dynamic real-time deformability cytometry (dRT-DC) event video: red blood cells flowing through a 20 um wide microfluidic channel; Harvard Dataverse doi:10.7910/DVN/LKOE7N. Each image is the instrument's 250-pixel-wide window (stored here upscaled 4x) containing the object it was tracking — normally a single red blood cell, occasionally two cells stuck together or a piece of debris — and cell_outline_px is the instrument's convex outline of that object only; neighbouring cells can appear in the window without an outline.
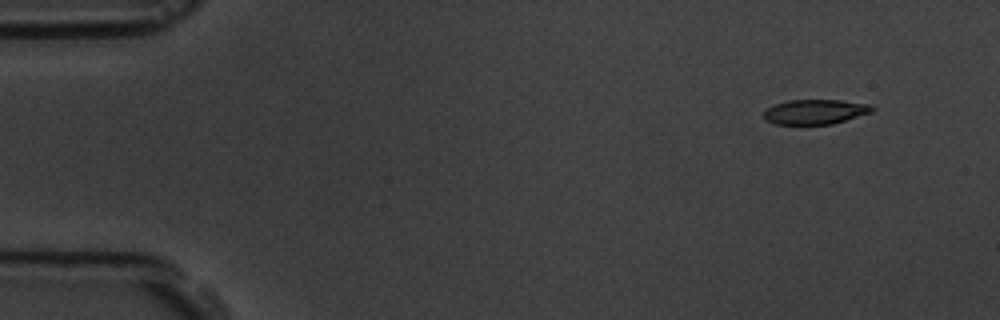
{"species": "common noctule bat (a hibernating species)", "species_latin": "Nyctalus noctula", "temperature_condition": "room temperature", "stored_images_in_passage": 7, "camera_frame_rate_fps": 3000, "um_per_image_px": 0.085, "animal": {"sex": "male", "body_mass_g": 19.5, "forearm_length_mm": 54.6}, "frame": {"image": 1, "passage_image": 1, "time_ms": 0.0, "image_size_px": [1000, 320], "cell_outline_px": [[876, 108], [872, 112], [832, 124], [776, 124], [764, 120], [764, 108], [788, 100], [840, 100], [868, 104]], "centroid_in_image_um": [69.26, 9.5], "position_along_channel_um": 15.7, "area_um2": 15.66}}
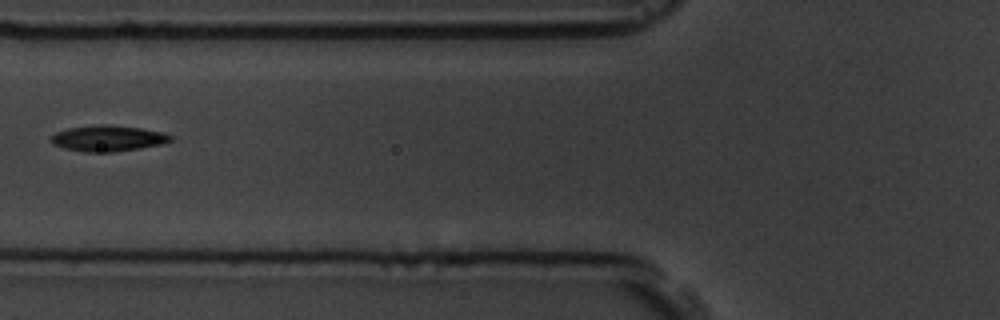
{"frame": {"image": 2, "passage_image": 6, "time_ms": 5.667, "image_size_px": [1000, 320], "cell_outline_px": [[172, 140], [160, 144], [140, 148], [112, 152], [84, 152], [64, 148], [52, 144], [48, 140], [56, 132], [68, 128], [100, 124], [108, 124], [140, 128], [164, 132], [172, 136]], "centroid_in_image_um": [9.14, 11.75], "position_along_channel_um": 116.7, "area_um2": 18.09}}
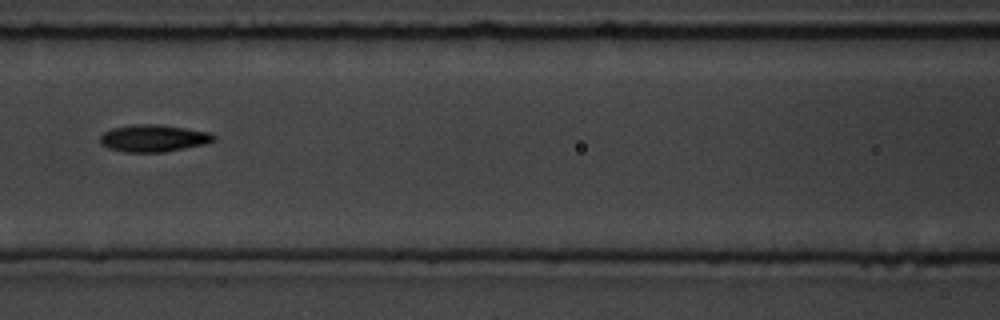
{"frame": {"image": 3, "passage_image": 7, "time_ms": 6.667, "image_size_px": [1000, 320], "cell_outline_px": [[216, 140], [208, 144], [164, 152], [124, 152], [108, 148], [100, 144], [100, 136], [104, 132], [112, 128], [132, 124], [160, 124], [212, 132], [216, 136]], "centroid_in_image_um": [13.09, 11.75], "position_along_channel_um": 153.5, "area_um2": 18.32}}